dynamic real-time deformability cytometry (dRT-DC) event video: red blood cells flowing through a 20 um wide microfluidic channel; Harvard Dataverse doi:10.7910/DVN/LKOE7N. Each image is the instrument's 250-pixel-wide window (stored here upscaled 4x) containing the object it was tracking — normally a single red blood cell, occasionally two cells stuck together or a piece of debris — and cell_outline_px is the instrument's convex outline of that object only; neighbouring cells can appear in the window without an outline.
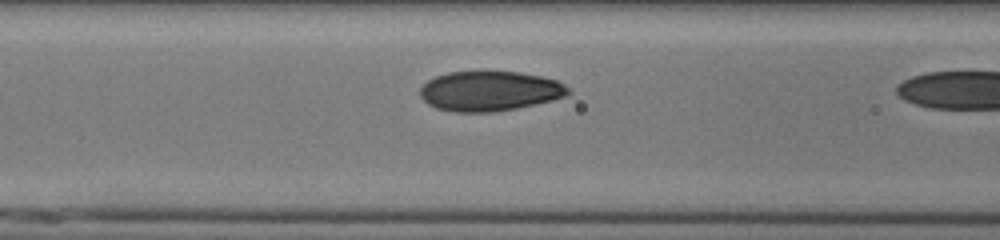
{"species": "human", "species_latin": "Homo sapiens", "temperature_condition": "cold", "stored_images_in_passage": 10, "camera_frame_rate_fps": 3000, "um_per_image_px": 0.085, "donor": {"sex": "male"}, "frame": {"image": 1, "passage_image": 9, "time_ms": 2.667, "image_size_px": [1000, 240], "cell_outline_px": [[572, 92], [568, 96], [536, 104], [516, 108], [492, 112], [456, 112], [436, 108], [428, 104], [420, 96], [420, 88], [428, 80], [436, 76], [448, 72], [520, 72], [540, 76], [556, 80], [564, 84]], "centroid_in_image_um": [41.64, 7.74], "position_along_channel_um": 125.0, "area_um2": 34.39}}